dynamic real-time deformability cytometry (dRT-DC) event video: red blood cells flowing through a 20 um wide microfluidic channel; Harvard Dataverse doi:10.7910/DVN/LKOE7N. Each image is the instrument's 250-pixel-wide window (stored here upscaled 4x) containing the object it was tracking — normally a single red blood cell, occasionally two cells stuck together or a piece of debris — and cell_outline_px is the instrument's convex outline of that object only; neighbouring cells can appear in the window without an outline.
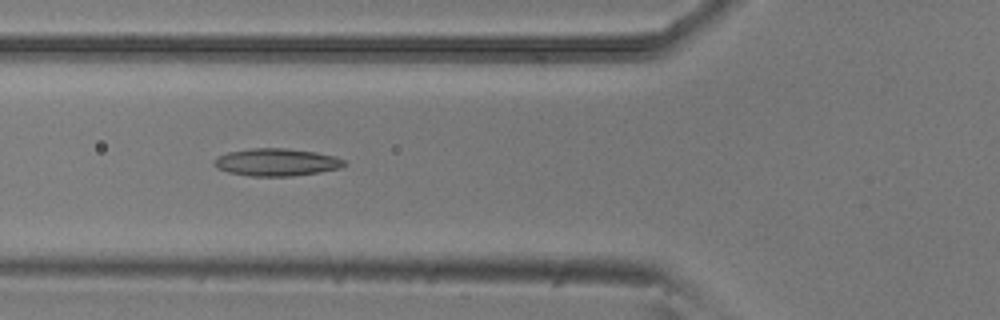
{"species": "common noctule bat (a hibernating species)", "species_latin": "Nyctalus noctula", "temperature_condition": "room temperature", "stored_images_in_passage": 3, "camera_frame_rate_fps": 3000, "um_per_image_px": 0.085, "animal": {"sex": "male", "body_mass_g": 20.5, "forearm_length_mm": 52.5}, "frame": {"image": 1, "passage_image": 2, "time_ms": 0.333, "image_size_px": [1000, 320], "cell_outline_px": [[348, 164], [340, 168], [320, 172], [292, 176], [248, 176], [228, 172], [216, 168], [212, 164], [220, 156], [228, 152], [252, 148], [284, 148], [316, 152], [332, 156], [344, 160]], "centroid_in_image_um": [23.51, 13.79], "position_along_channel_um": 102.3, "area_um2": 20.75}}
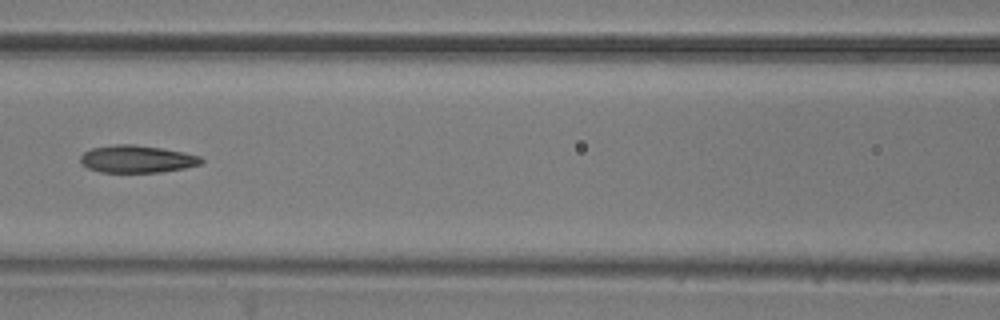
{"frame": {"image": 2, "passage_image": 3, "time_ms": 0.667, "image_size_px": [1000, 320], "cell_outline_px": [[204, 160], [200, 164], [184, 168], [160, 172], [100, 172], [88, 168], [80, 164], [80, 156], [84, 152], [92, 148], [116, 144], [132, 144], [160, 148], [184, 152], [200, 156]], "centroid_in_image_um": [11.61, 13.52], "position_along_channel_um": 155.0, "area_um2": 19.25}}